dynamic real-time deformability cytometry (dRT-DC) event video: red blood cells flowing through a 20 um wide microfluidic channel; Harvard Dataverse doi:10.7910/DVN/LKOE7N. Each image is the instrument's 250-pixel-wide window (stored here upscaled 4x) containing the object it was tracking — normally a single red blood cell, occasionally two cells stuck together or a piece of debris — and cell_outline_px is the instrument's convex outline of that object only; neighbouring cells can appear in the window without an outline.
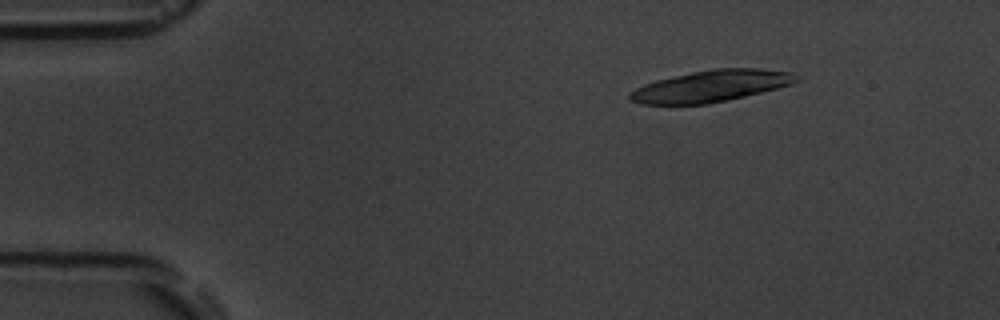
{"species": "common noctule bat (a hibernating species)", "species_latin": "Nyctalus noctula", "temperature_condition": "room temperature", "stored_images_in_passage": 6, "camera_frame_rate_fps": 3000, "um_per_image_px": 0.085, "animal": {"sex": "male", "body_mass_g": 19.5, "forearm_length_mm": 54.6}, "frame": {"image": 1, "passage_image": 2, "time_ms": 2.333, "image_size_px": [1000, 320], "cell_outline_px": [[800, 80], [792, 84], [744, 96], [708, 104], [640, 104], [628, 100], [628, 92], [644, 84], [656, 80], [692, 72], [712, 68], [760, 68], [796, 72]], "centroid_in_image_um": [60.44, 7.3], "position_along_channel_um": 24.6, "area_um2": 30.75}}